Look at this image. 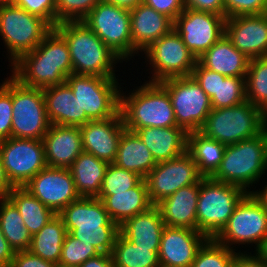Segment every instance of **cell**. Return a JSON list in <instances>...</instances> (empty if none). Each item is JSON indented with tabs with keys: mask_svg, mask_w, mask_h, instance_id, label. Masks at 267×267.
Listing matches in <instances>:
<instances>
[{
	"mask_svg": "<svg viewBox=\"0 0 267 267\" xmlns=\"http://www.w3.org/2000/svg\"><path fill=\"white\" fill-rule=\"evenodd\" d=\"M11 67L12 76L21 84L41 89L61 85L73 74L67 42L54 28L33 51L22 55Z\"/></svg>",
	"mask_w": 267,
	"mask_h": 267,
	"instance_id": "obj_1",
	"label": "cell"
},
{
	"mask_svg": "<svg viewBox=\"0 0 267 267\" xmlns=\"http://www.w3.org/2000/svg\"><path fill=\"white\" fill-rule=\"evenodd\" d=\"M54 29L67 42L73 74L116 78L121 59L83 21H64Z\"/></svg>",
	"mask_w": 267,
	"mask_h": 267,
	"instance_id": "obj_2",
	"label": "cell"
},
{
	"mask_svg": "<svg viewBox=\"0 0 267 267\" xmlns=\"http://www.w3.org/2000/svg\"><path fill=\"white\" fill-rule=\"evenodd\" d=\"M58 215L71 236L92 244L101 254H112L119 226L111 220L101 200L80 197Z\"/></svg>",
	"mask_w": 267,
	"mask_h": 267,
	"instance_id": "obj_3",
	"label": "cell"
},
{
	"mask_svg": "<svg viewBox=\"0 0 267 267\" xmlns=\"http://www.w3.org/2000/svg\"><path fill=\"white\" fill-rule=\"evenodd\" d=\"M121 93L119 112L127 130L177 127L169 93L160 82H145L129 96Z\"/></svg>",
	"mask_w": 267,
	"mask_h": 267,
	"instance_id": "obj_4",
	"label": "cell"
},
{
	"mask_svg": "<svg viewBox=\"0 0 267 267\" xmlns=\"http://www.w3.org/2000/svg\"><path fill=\"white\" fill-rule=\"evenodd\" d=\"M266 170L267 128L256 137L227 145L221 164L211 178L250 193V185L259 181Z\"/></svg>",
	"mask_w": 267,
	"mask_h": 267,
	"instance_id": "obj_5",
	"label": "cell"
},
{
	"mask_svg": "<svg viewBox=\"0 0 267 267\" xmlns=\"http://www.w3.org/2000/svg\"><path fill=\"white\" fill-rule=\"evenodd\" d=\"M266 128L265 113L246 100L232 107L212 109L199 131L227 146L256 137Z\"/></svg>",
	"mask_w": 267,
	"mask_h": 267,
	"instance_id": "obj_6",
	"label": "cell"
},
{
	"mask_svg": "<svg viewBox=\"0 0 267 267\" xmlns=\"http://www.w3.org/2000/svg\"><path fill=\"white\" fill-rule=\"evenodd\" d=\"M247 193L239 186L202 177L199 180L196 208L197 230L207 238H215L227 225L235 207Z\"/></svg>",
	"mask_w": 267,
	"mask_h": 267,
	"instance_id": "obj_7",
	"label": "cell"
},
{
	"mask_svg": "<svg viewBox=\"0 0 267 267\" xmlns=\"http://www.w3.org/2000/svg\"><path fill=\"white\" fill-rule=\"evenodd\" d=\"M65 82L80 104V127L119 113L121 88L116 78L70 74Z\"/></svg>",
	"mask_w": 267,
	"mask_h": 267,
	"instance_id": "obj_8",
	"label": "cell"
},
{
	"mask_svg": "<svg viewBox=\"0 0 267 267\" xmlns=\"http://www.w3.org/2000/svg\"><path fill=\"white\" fill-rule=\"evenodd\" d=\"M53 30L42 18L12 4H0V36L8 49L11 64L33 51Z\"/></svg>",
	"mask_w": 267,
	"mask_h": 267,
	"instance_id": "obj_9",
	"label": "cell"
},
{
	"mask_svg": "<svg viewBox=\"0 0 267 267\" xmlns=\"http://www.w3.org/2000/svg\"><path fill=\"white\" fill-rule=\"evenodd\" d=\"M169 93L178 127L187 134L201 129L210 111L211 99L192 76L160 82Z\"/></svg>",
	"mask_w": 267,
	"mask_h": 267,
	"instance_id": "obj_10",
	"label": "cell"
},
{
	"mask_svg": "<svg viewBox=\"0 0 267 267\" xmlns=\"http://www.w3.org/2000/svg\"><path fill=\"white\" fill-rule=\"evenodd\" d=\"M12 105V137L42 140L50 126L43 90L12 76Z\"/></svg>",
	"mask_w": 267,
	"mask_h": 267,
	"instance_id": "obj_11",
	"label": "cell"
},
{
	"mask_svg": "<svg viewBox=\"0 0 267 267\" xmlns=\"http://www.w3.org/2000/svg\"><path fill=\"white\" fill-rule=\"evenodd\" d=\"M116 55L133 56L130 10L101 0L82 20Z\"/></svg>",
	"mask_w": 267,
	"mask_h": 267,
	"instance_id": "obj_12",
	"label": "cell"
},
{
	"mask_svg": "<svg viewBox=\"0 0 267 267\" xmlns=\"http://www.w3.org/2000/svg\"><path fill=\"white\" fill-rule=\"evenodd\" d=\"M267 235V210L247 193L237 204L227 225L214 238L229 249L233 244H255L257 249Z\"/></svg>",
	"mask_w": 267,
	"mask_h": 267,
	"instance_id": "obj_13",
	"label": "cell"
},
{
	"mask_svg": "<svg viewBox=\"0 0 267 267\" xmlns=\"http://www.w3.org/2000/svg\"><path fill=\"white\" fill-rule=\"evenodd\" d=\"M143 52L154 71L150 82L191 76L197 63L196 57L174 29L161 36Z\"/></svg>",
	"mask_w": 267,
	"mask_h": 267,
	"instance_id": "obj_14",
	"label": "cell"
},
{
	"mask_svg": "<svg viewBox=\"0 0 267 267\" xmlns=\"http://www.w3.org/2000/svg\"><path fill=\"white\" fill-rule=\"evenodd\" d=\"M0 157L14 187L25 186L47 167L42 140L10 137L0 141Z\"/></svg>",
	"mask_w": 267,
	"mask_h": 267,
	"instance_id": "obj_15",
	"label": "cell"
},
{
	"mask_svg": "<svg viewBox=\"0 0 267 267\" xmlns=\"http://www.w3.org/2000/svg\"><path fill=\"white\" fill-rule=\"evenodd\" d=\"M226 17L185 8L174 20L173 29L198 59L225 35Z\"/></svg>",
	"mask_w": 267,
	"mask_h": 267,
	"instance_id": "obj_16",
	"label": "cell"
},
{
	"mask_svg": "<svg viewBox=\"0 0 267 267\" xmlns=\"http://www.w3.org/2000/svg\"><path fill=\"white\" fill-rule=\"evenodd\" d=\"M202 177L187 151L175 159L157 163L145 177L150 201L157 205L178 189L195 184Z\"/></svg>",
	"mask_w": 267,
	"mask_h": 267,
	"instance_id": "obj_17",
	"label": "cell"
},
{
	"mask_svg": "<svg viewBox=\"0 0 267 267\" xmlns=\"http://www.w3.org/2000/svg\"><path fill=\"white\" fill-rule=\"evenodd\" d=\"M23 187L55 214L80 198L70 169L66 168L47 166Z\"/></svg>",
	"mask_w": 267,
	"mask_h": 267,
	"instance_id": "obj_18",
	"label": "cell"
},
{
	"mask_svg": "<svg viewBox=\"0 0 267 267\" xmlns=\"http://www.w3.org/2000/svg\"><path fill=\"white\" fill-rule=\"evenodd\" d=\"M225 35L250 59L267 56V13L226 18Z\"/></svg>",
	"mask_w": 267,
	"mask_h": 267,
	"instance_id": "obj_19",
	"label": "cell"
},
{
	"mask_svg": "<svg viewBox=\"0 0 267 267\" xmlns=\"http://www.w3.org/2000/svg\"><path fill=\"white\" fill-rule=\"evenodd\" d=\"M208 238L198 230L165 226L158 251L160 264L190 267Z\"/></svg>",
	"mask_w": 267,
	"mask_h": 267,
	"instance_id": "obj_20",
	"label": "cell"
},
{
	"mask_svg": "<svg viewBox=\"0 0 267 267\" xmlns=\"http://www.w3.org/2000/svg\"><path fill=\"white\" fill-rule=\"evenodd\" d=\"M125 129L120 112L109 119L88 121L80 127L83 151L113 163Z\"/></svg>",
	"mask_w": 267,
	"mask_h": 267,
	"instance_id": "obj_21",
	"label": "cell"
},
{
	"mask_svg": "<svg viewBox=\"0 0 267 267\" xmlns=\"http://www.w3.org/2000/svg\"><path fill=\"white\" fill-rule=\"evenodd\" d=\"M47 166L69 169L83 151L80 127L50 124L42 139Z\"/></svg>",
	"mask_w": 267,
	"mask_h": 267,
	"instance_id": "obj_22",
	"label": "cell"
},
{
	"mask_svg": "<svg viewBox=\"0 0 267 267\" xmlns=\"http://www.w3.org/2000/svg\"><path fill=\"white\" fill-rule=\"evenodd\" d=\"M174 21L141 2L130 9V28L133 43V56L148 48L161 36L169 33Z\"/></svg>",
	"mask_w": 267,
	"mask_h": 267,
	"instance_id": "obj_23",
	"label": "cell"
},
{
	"mask_svg": "<svg viewBox=\"0 0 267 267\" xmlns=\"http://www.w3.org/2000/svg\"><path fill=\"white\" fill-rule=\"evenodd\" d=\"M199 181L178 189L171 196L164 198L156 206L159 208L164 224L197 230V202Z\"/></svg>",
	"mask_w": 267,
	"mask_h": 267,
	"instance_id": "obj_24",
	"label": "cell"
},
{
	"mask_svg": "<svg viewBox=\"0 0 267 267\" xmlns=\"http://www.w3.org/2000/svg\"><path fill=\"white\" fill-rule=\"evenodd\" d=\"M156 163L175 159L187 151V133L180 127H144L135 131Z\"/></svg>",
	"mask_w": 267,
	"mask_h": 267,
	"instance_id": "obj_25",
	"label": "cell"
},
{
	"mask_svg": "<svg viewBox=\"0 0 267 267\" xmlns=\"http://www.w3.org/2000/svg\"><path fill=\"white\" fill-rule=\"evenodd\" d=\"M249 60L226 35L197 59L204 68L229 77H246Z\"/></svg>",
	"mask_w": 267,
	"mask_h": 267,
	"instance_id": "obj_26",
	"label": "cell"
},
{
	"mask_svg": "<svg viewBox=\"0 0 267 267\" xmlns=\"http://www.w3.org/2000/svg\"><path fill=\"white\" fill-rule=\"evenodd\" d=\"M112 221L118 226L137 214L148 211L152 206L145 179L135 187L113 195H99Z\"/></svg>",
	"mask_w": 267,
	"mask_h": 267,
	"instance_id": "obj_27",
	"label": "cell"
},
{
	"mask_svg": "<svg viewBox=\"0 0 267 267\" xmlns=\"http://www.w3.org/2000/svg\"><path fill=\"white\" fill-rule=\"evenodd\" d=\"M165 226L159 208L154 205L148 211L126 220L119 226V231L134 245L143 248H159Z\"/></svg>",
	"mask_w": 267,
	"mask_h": 267,
	"instance_id": "obj_28",
	"label": "cell"
},
{
	"mask_svg": "<svg viewBox=\"0 0 267 267\" xmlns=\"http://www.w3.org/2000/svg\"><path fill=\"white\" fill-rule=\"evenodd\" d=\"M42 90L50 124L80 127V104L66 82Z\"/></svg>",
	"mask_w": 267,
	"mask_h": 267,
	"instance_id": "obj_29",
	"label": "cell"
},
{
	"mask_svg": "<svg viewBox=\"0 0 267 267\" xmlns=\"http://www.w3.org/2000/svg\"><path fill=\"white\" fill-rule=\"evenodd\" d=\"M113 164L132 171L143 179L157 165L150 150L138 135L127 129L121 135L117 155Z\"/></svg>",
	"mask_w": 267,
	"mask_h": 267,
	"instance_id": "obj_30",
	"label": "cell"
},
{
	"mask_svg": "<svg viewBox=\"0 0 267 267\" xmlns=\"http://www.w3.org/2000/svg\"><path fill=\"white\" fill-rule=\"evenodd\" d=\"M108 162L82 151L70 166L76 192L80 197L97 198Z\"/></svg>",
	"mask_w": 267,
	"mask_h": 267,
	"instance_id": "obj_31",
	"label": "cell"
},
{
	"mask_svg": "<svg viewBox=\"0 0 267 267\" xmlns=\"http://www.w3.org/2000/svg\"><path fill=\"white\" fill-rule=\"evenodd\" d=\"M226 146L210 139L200 131L187 135V152L193 157L198 172L203 177H211L219 168Z\"/></svg>",
	"mask_w": 267,
	"mask_h": 267,
	"instance_id": "obj_32",
	"label": "cell"
},
{
	"mask_svg": "<svg viewBox=\"0 0 267 267\" xmlns=\"http://www.w3.org/2000/svg\"><path fill=\"white\" fill-rule=\"evenodd\" d=\"M67 233L62 218L56 214L38 233L32 235L29 251L58 265Z\"/></svg>",
	"mask_w": 267,
	"mask_h": 267,
	"instance_id": "obj_33",
	"label": "cell"
},
{
	"mask_svg": "<svg viewBox=\"0 0 267 267\" xmlns=\"http://www.w3.org/2000/svg\"><path fill=\"white\" fill-rule=\"evenodd\" d=\"M8 199L17 207L31 235L38 233L56 215L24 187H14Z\"/></svg>",
	"mask_w": 267,
	"mask_h": 267,
	"instance_id": "obj_34",
	"label": "cell"
},
{
	"mask_svg": "<svg viewBox=\"0 0 267 267\" xmlns=\"http://www.w3.org/2000/svg\"><path fill=\"white\" fill-rule=\"evenodd\" d=\"M0 228L15 252L29 250L32 235L17 207L8 198L0 200Z\"/></svg>",
	"mask_w": 267,
	"mask_h": 267,
	"instance_id": "obj_35",
	"label": "cell"
},
{
	"mask_svg": "<svg viewBox=\"0 0 267 267\" xmlns=\"http://www.w3.org/2000/svg\"><path fill=\"white\" fill-rule=\"evenodd\" d=\"M159 248H143L134 245L120 233L112 251L114 267H157Z\"/></svg>",
	"mask_w": 267,
	"mask_h": 267,
	"instance_id": "obj_36",
	"label": "cell"
},
{
	"mask_svg": "<svg viewBox=\"0 0 267 267\" xmlns=\"http://www.w3.org/2000/svg\"><path fill=\"white\" fill-rule=\"evenodd\" d=\"M246 100L267 112V56L249 60L245 78Z\"/></svg>",
	"mask_w": 267,
	"mask_h": 267,
	"instance_id": "obj_37",
	"label": "cell"
},
{
	"mask_svg": "<svg viewBox=\"0 0 267 267\" xmlns=\"http://www.w3.org/2000/svg\"><path fill=\"white\" fill-rule=\"evenodd\" d=\"M246 77H229L218 73L217 93L211 98L213 109L227 108L246 101Z\"/></svg>",
	"mask_w": 267,
	"mask_h": 267,
	"instance_id": "obj_38",
	"label": "cell"
},
{
	"mask_svg": "<svg viewBox=\"0 0 267 267\" xmlns=\"http://www.w3.org/2000/svg\"><path fill=\"white\" fill-rule=\"evenodd\" d=\"M237 252L208 238L197 251L190 267H231Z\"/></svg>",
	"mask_w": 267,
	"mask_h": 267,
	"instance_id": "obj_39",
	"label": "cell"
},
{
	"mask_svg": "<svg viewBox=\"0 0 267 267\" xmlns=\"http://www.w3.org/2000/svg\"><path fill=\"white\" fill-rule=\"evenodd\" d=\"M143 178L138 174L109 163L99 195H113L135 187Z\"/></svg>",
	"mask_w": 267,
	"mask_h": 267,
	"instance_id": "obj_40",
	"label": "cell"
},
{
	"mask_svg": "<svg viewBox=\"0 0 267 267\" xmlns=\"http://www.w3.org/2000/svg\"><path fill=\"white\" fill-rule=\"evenodd\" d=\"M101 254L92 244H85L67 233L62 245L58 265L64 267H79L89 258Z\"/></svg>",
	"mask_w": 267,
	"mask_h": 267,
	"instance_id": "obj_41",
	"label": "cell"
},
{
	"mask_svg": "<svg viewBox=\"0 0 267 267\" xmlns=\"http://www.w3.org/2000/svg\"><path fill=\"white\" fill-rule=\"evenodd\" d=\"M101 0H56V25L82 21Z\"/></svg>",
	"mask_w": 267,
	"mask_h": 267,
	"instance_id": "obj_42",
	"label": "cell"
},
{
	"mask_svg": "<svg viewBox=\"0 0 267 267\" xmlns=\"http://www.w3.org/2000/svg\"><path fill=\"white\" fill-rule=\"evenodd\" d=\"M12 76L0 85V141L12 137Z\"/></svg>",
	"mask_w": 267,
	"mask_h": 267,
	"instance_id": "obj_43",
	"label": "cell"
},
{
	"mask_svg": "<svg viewBox=\"0 0 267 267\" xmlns=\"http://www.w3.org/2000/svg\"><path fill=\"white\" fill-rule=\"evenodd\" d=\"M14 4L47 21L53 28L56 26V0H16Z\"/></svg>",
	"mask_w": 267,
	"mask_h": 267,
	"instance_id": "obj_44",
	"label": "cell"
},
{
	"mask_svg": "<svg viewBox=\"0 0 267 267\" xmlns=\"http://www.w3.org/2000/svg\"><path fill=\"white\" fill-rule=\"evenodd\" d=\"M225 17L265 14L267 0H224Z\"/></svg>",
	"mask_w": 267,
	"mask_h": 267,
	"instance_id": "obj_45",
	"label": "cell"
},
{
	"mask_svg": "<svg viewBox=\"0 0 267 267\" xmlns=\"http://www.w3.org/2000/svg\"><path fill=\"white\" fill-rule=\"evenodd\" d=\"M191 76L211 99L217 93L218 73L204 68L198 61L193 68Z\"/></svg>",
	"mask_w": 267,
	"mask_h": 267,
	"instance_id": "obj_46",
	"label": "cell"
},
{
	"mask_svg": "<svg viewBox=\"0 0 267 267\" xmlns=\"http://www.w3.org/2000/svg\"><path fill=\"white\" fill-rule=\"evenodd\" d=\"M143 3L165 14L173 21L185 9L183 0H143Z\"/></svg>",
	"mask_w": 267,
	"mask_h": 267,
	"instance_id": "obj_47",
	"label": "cell"
},
{
	"mask_svg": "<svg viewBox=\"0 0 267 267\" xmlns=\"http://www.w3.org/2000/svg\"><path fill=\"white\" fill-rule=\"evenodd\" d=\"M54 262L44 260L29 250L17 251L14 254L10 267H57Z\"/></svg>",
	"mask_w": 267,
	"mask_h": 267,
	"instance_id": "obj_48",
	"label": "cell"
},
{
	"mask_svg": "<svg viewBox=\"0 0 267 267\" xmlns=\"http://www.w3.org/2000/svg\"><path fill=\"white\" fill-rule=\"evenodd\" d=\"M185 8L215 13L225 17L224 0H183Z\"/></svg>",
	"mask_w": 267,
	"mask_h": 267,
	"instance_id": "obj_49",
	"label": "cell"
},
{
	"mask_svg": "<svg viewBox=\"0 0 267 267\" xmlns=\"http://www.w3.org/2000/svg\"><path fill=\"white\" fill-rule=\"evenodd\" d=\"M245 253L237 252L231 267H267L257 254L252 256L251 253Z\"/></svg>",
	"mask_w": 267,
	"mask_h": 267,
	"instance_id": "obj_50",
	"label": "cell"
},
{
	"mask_svg": "<svg viewBox=\"0 0 267 267\" xmlns=\"http://www.w3.org/2000/svg\"><path fill=\"white\" fill-rule=\"evenodd\" d=\"M15 251L10 246L0 228V267H10Z\"/></svg>",
	"mask_w": 267,
	"mask_h": 267,
	"instance_id": "obj_51",
	"label": "cell"
},
{
	"mask_svg": "<svg viewBox=\"0 0 267 267\" xmlns=\"http://www.w3.org/2000/svg\"><path fill=\"white\" fill-rule=\"evenodd\" d=\"M79 267H114L112 254H99L89 258Z\"/></svg>",
	"mask_w": 267,
	"mask_h": 267,
	"instance_id": "obj_52",
	"label": "cell"
},
{
	"mask_svg": "<svg viewBox=\"0 0 267 267\" xmlns=\"http://www.w3.org/2000/svg\"><path fill=\"white\" fill-rule=\"evenodd\" d=\"M14 186L7 177L0 157V200L7 199Z\"/></svg>",
	"mask_w": 267,
	"mask_h": 267,
	"instance_id": "obj_53",
	"label": "cell"
},
{
	"mask_svg": "<svg viewBox=\"0 0 267 267\" xmlns=\"http://www.w3.org/2000/svg\"><path fill=\"white\" fill-rule=\"evenodd\" d=\"M105 2L113 3L119 7L126 9H133L136 5L143 2V0H103Z\"/></svg>",
	"mask_w": 267,
	"mask_h": 267,
	"instance_id": "obj_54",
	"label": "cell"
},
{
	"mask_svg": "<svg viewBox=\"0 0 267 267\" xmlns=\"http://www.w3.org/2000/svg\"><path fill=\"white\" fill-rule=\"evenodd\" d=\"M265 186L262 191H250V193H252L260 204L267 210V185Z\"/></svg>",
	"mask_w": 267,
	"mask_h": 267,
	"instance_id": "obj_55",
	"label": "cell"
},
{
	"mask_svg": "<svg viewBox=\"0 0 267 267\" xmlns=\"http://www.w3.org/2000/svg\"><path fill=\"white\" fill-rule=\"evenodd\" d=\"M255 251V254H257L261 260L267 264V235L264 237V240Z\"/></svg>",
	"mask_w": 267,
	"mask_h": 267,
	"instance_id": "obj_56",
	"label": "cell"
},
{
	"mask_svg": "<svg viewBox=\"0 0 267 267\" xmlns=\"http://www.w3.org/2000/svg\"><path fill=\"white\" fill-rule=\"evenodd\" d=\"M16 0H0V4H12L14 3Z\"/></svg>",
	"mask_w": 267,
	"mask_h": 267,
	"instance_id": "obj_57",
	"label": "cell"
},
{
	"mask_svg": "<svg viewBox=\"0 0 267 267\" xmlns=\"http://www.w3.org/2000/svg\"><path fill=\"white\" fill-rule=\"evenodd\" d=\"M157 267H172V266H167V265L159 264Z\"/></svg>",
	"mask_w": 267,
	"mask_h": 267,
	"instance_id": "obj_58",
	"label": "cell"
},
{
	"mask_svg": "<svg viewBox=\"0 0 267 267\" xmlns=\"http://www.w3.org/2000/svg\"><path fill=\"white\" fill-rule=\"evenodd\" d=\"M265 121H266V126H267V112L265 113Z\"/></svg>",
	"mask_w": 267,
	"mask_h": 267,
	"instance_id": "obj_59",
	"label": "cell"
}]
</instances>
